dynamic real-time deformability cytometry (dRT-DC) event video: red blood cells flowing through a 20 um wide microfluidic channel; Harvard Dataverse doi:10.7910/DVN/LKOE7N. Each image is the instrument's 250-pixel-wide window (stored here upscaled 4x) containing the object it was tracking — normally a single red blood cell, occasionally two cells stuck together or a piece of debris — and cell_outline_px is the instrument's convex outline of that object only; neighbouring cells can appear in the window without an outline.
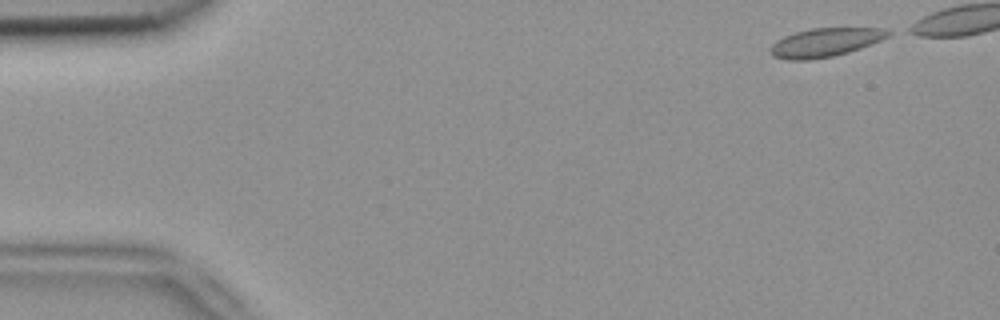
{"species": "common noctule bat (a hibernating species)", "species_latin": "Nyctalus noctula", "temperature_condition": "room temperature", "stored_images_in_passage": 43, "camera_frame_rate_fps": 3000, "um_per_image_px": 0.085, "animal": {"sex": "female", "body_mass_g": 18.4}, "frame": {"image": 1, "passage_image": 1, "time_ms": 0.0, "image_size_px": [1000, 320], "cell_outline_px": [[896, 32], [880, 40], [860, 48], [848, 52], [832, 56], [808, 60], [788, 60], [772, 56], [768, 48], [776, 40], [784, 36], [796, 32], [812, 28], [888, 28]], "centroid_in_image_um": [70.14, 3.6], "position_along_channel_um": 14.9, "area_um2": 19.77}}
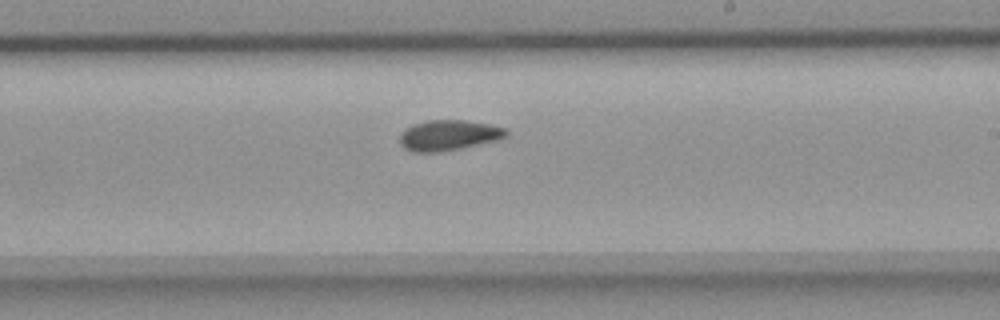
{"frame": {"image": 2, "passage_image": 28, "time_ms": 9.0, "image_size_px": [1000, 320], "cell_outline_px": [[508, 136], [496, 140], [460, 148], [440, 152], [412, 152], [404, 148], [400, 144], [400, 136], [404, 128], [412, 124], [428, 120], [464, 120], [488, 124], [504, 128], [508, 132]], "centroid_in_image_um": [38.09, 11.49], "position_along_channel_um": 250.9, "area_um2": 18.84}}
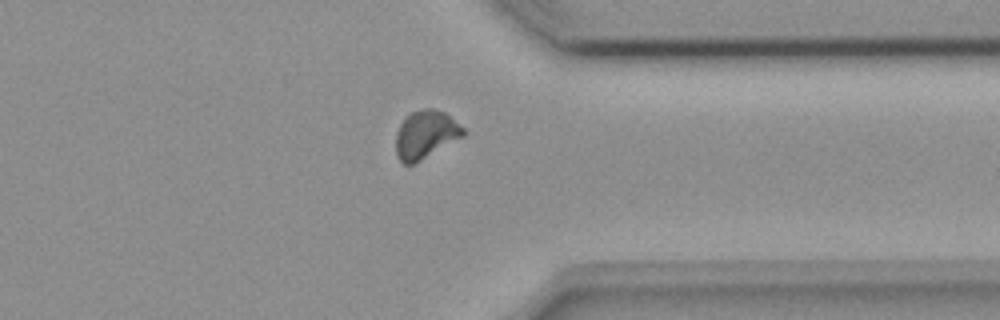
{"frame": {"image": 3, "passage_image": 38, "time_ms": 12.333, "image_size_px": [1000, 320], "cell_outline_px": [[464, 136], [420, 160], [412, 164], [404, 164], [396, 156], [396, 132], [400, 124], [412, 112], [424, 108], [432, 108], [444, 112], [464, 128]], "centroid_in_image_um": [36.16, 11.43], "position_along_channel_um": 375.2, "area_um2": 18.55}, "authors_computed_cell_mechanics": {"area_um2": 18.8428, "velocity_mm_per_s": 3.8338, "shape_relaxation_time_tau1_ms": 9.5876, "shape_relaxation_time_tau2_ms": 2.1901, "deformation_change_tau1": 0.1376, "deformation_change_tau2": 0.0568}}